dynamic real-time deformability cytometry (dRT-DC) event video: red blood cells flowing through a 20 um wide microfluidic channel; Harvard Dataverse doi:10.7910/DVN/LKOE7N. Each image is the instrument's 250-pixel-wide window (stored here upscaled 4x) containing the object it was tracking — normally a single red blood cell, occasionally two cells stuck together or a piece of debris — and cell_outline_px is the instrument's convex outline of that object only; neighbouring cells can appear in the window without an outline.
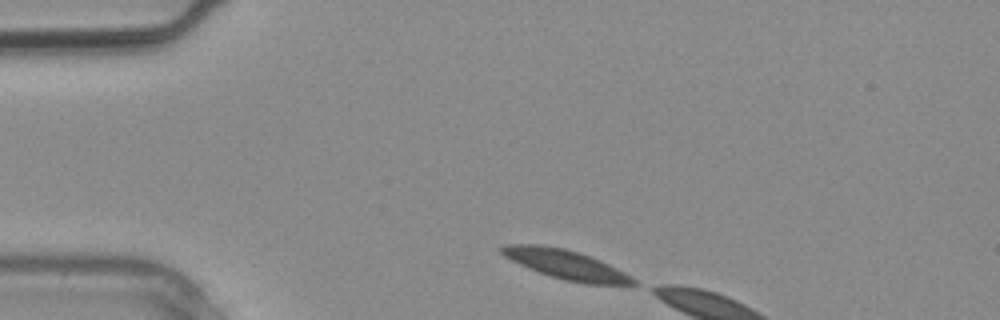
{"species": "common noctule bat (a hibernating species)", "species_latin": "Nyctalus noctula", "temperature_condition": "warm", "stored_images_in_passage": 2, "camera_frame_rate_fps": 3000, "um_per_image_px": 0.085, "animal": {"sex": "male", "body_mass_g": 20.4}, "frame": {"image": 1, "passage_image": 1, "time_ms": 0.0, "image_size_px": [1000, 320], "cell_outline_px": [[636, 284], [584, 284], [564, 280], [528, 268], [504, 256], [500, 252], [500, 248], [504, 244], [540, 244], [564, 248], [580, 252], [600, 260], [632, 276], [636, 280]], "centroid_in_image_um": [48.09, 22.47], "position_along_channel_um": 36.9, "area_um2": 22.37}}